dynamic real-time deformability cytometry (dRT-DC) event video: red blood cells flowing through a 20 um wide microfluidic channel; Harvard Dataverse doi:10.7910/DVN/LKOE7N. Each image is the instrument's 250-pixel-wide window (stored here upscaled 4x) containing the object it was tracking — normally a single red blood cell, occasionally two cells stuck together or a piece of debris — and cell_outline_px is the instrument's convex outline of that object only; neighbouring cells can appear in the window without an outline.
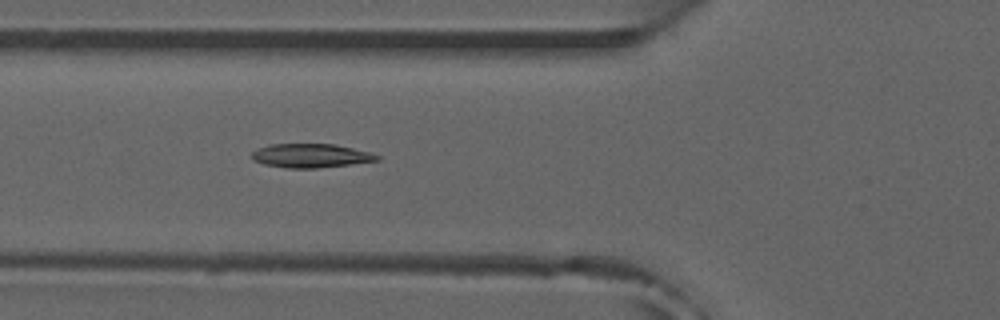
{"species": "common noctule bat (a hibernating species)", "species_latin": "Nyctalus noctula", "temperature_condition": "room temperature", "stored_images_in_passage": 40, "camera_frame_rate_fps": 3000, "um_per_image_px": 0.085, "animal": {"sex": "male", "forearm_length_mm": 52.5}, "frame": {"image": 1, "passage_image": 7, "time_ms": 2.0, "image_size_px": [1000, 320], "cell_outline_px": [[380, 160], [316, 168], [288, 168], [264, 164], [252, 160], [252, 152], [268, 144], [336, 144], [368, 152], [380, 156]], "centroid_in_image_um": [26.39, 13.23], "position_along_channel_um": 99.4, "area_um2": 17.22}, "authors_computed_cell_mechanics": {"area_um2": 17.1088, "velocity_mm_per_s": 3.922, "shape_relaxation_time_tau1_ms": 7.813, "shape_relaxation_time_tau2_ms": 10.375, "deformation_change_tau1": 0.1809, "deformation_change_tau2": 0.1496}}